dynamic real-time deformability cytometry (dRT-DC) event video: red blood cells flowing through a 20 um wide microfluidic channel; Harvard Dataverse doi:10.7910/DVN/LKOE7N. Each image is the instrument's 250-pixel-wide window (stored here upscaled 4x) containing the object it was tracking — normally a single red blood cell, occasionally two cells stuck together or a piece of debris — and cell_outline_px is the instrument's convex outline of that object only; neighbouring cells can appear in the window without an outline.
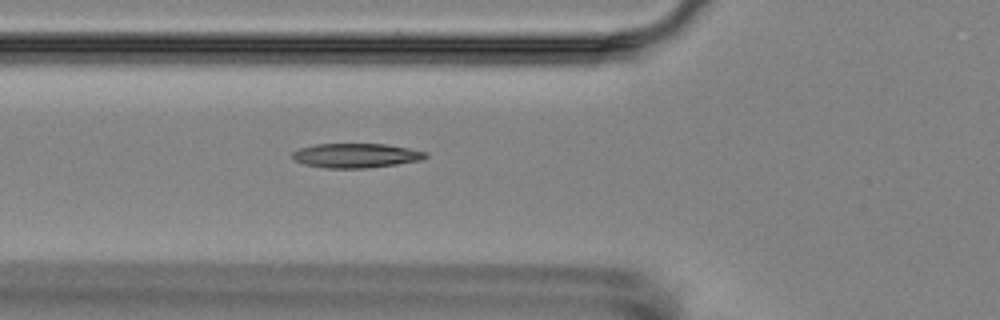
{"species": "Egyptian fruit bat (a non-hibernating species)", "species_latin": "Rousettus aegyptiacus", "temperature_condition": "room temperature", "stored_images_in_passage": 7, "camera_frame_rate_fps": 3000, "um_per_image_px": 0.085, "animal": {"sex": "female"}, "frame": {"image": 1, "passage_image": 7, "time_ms": 6.667, "image_size_px": [1000, 320], "cell_outline_px": [[428, 156], [424, 160], [368, 168], [324, 168], [304, 164], [292, 160], [292, 152], [300, 148], [316, 144], [384, 144], [408, 148], [428, 152]], "centroid_in_image_um": [30.26, 13.22], "position_along_channel_um": 95.5, "area_um2": 19.07}}